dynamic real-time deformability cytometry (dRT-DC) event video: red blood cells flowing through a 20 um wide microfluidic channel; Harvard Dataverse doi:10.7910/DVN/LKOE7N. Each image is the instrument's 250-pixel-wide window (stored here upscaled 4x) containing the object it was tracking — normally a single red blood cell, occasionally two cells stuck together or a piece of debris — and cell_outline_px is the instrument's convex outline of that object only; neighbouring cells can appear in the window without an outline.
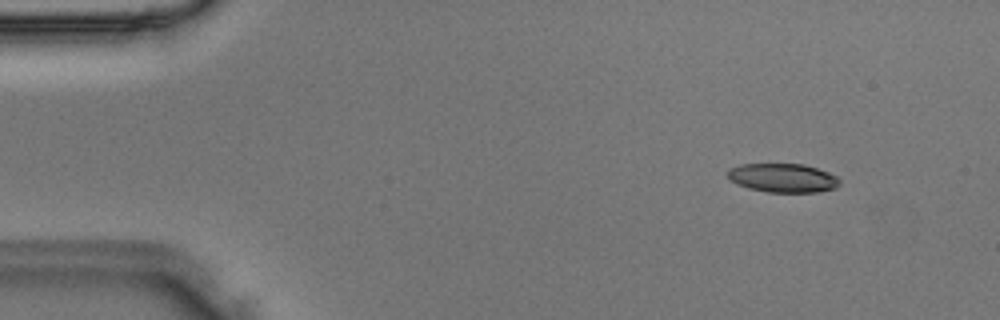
{"species": "Egyptian fruit bat (a non-hibernating species)", "species_latin": "Rousettus aegyptiacus", "temperature_condition": "room temperature", "stored_images_in_passage": 50, "camera_frame_rate_fps": 3000, "um_per_image_px": 0.085, "animal": {"sex": "male"}, "frame": {"image": 1, "passage_image": 6, "time_ms": 1.667, "image_size_px": [1000, 320], "cell_outline_px": [[840, 184], [836, 188], [816, 192], [768, 192], [748, 188], [736, 184], [728, 180], [728, 172], [732, 168], [740, 164], [804, 164], [828, 172], [836, 176], [840, 180]], "centroid_in_image_um": [66.54, 15.13], "position_along_channel_um": 18.5, "area_um2": 18.84}}
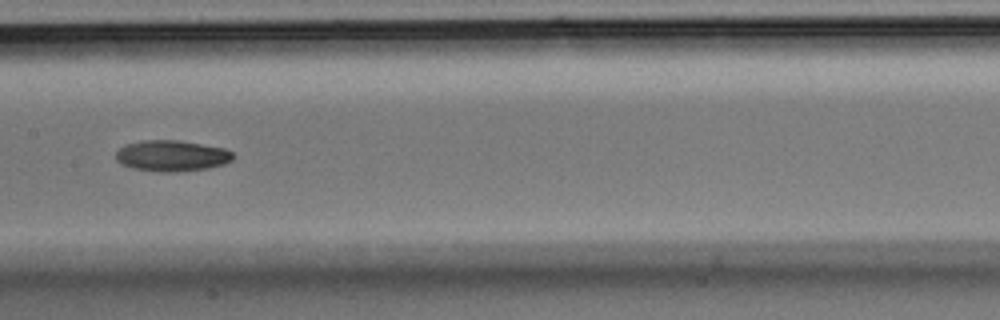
{"frame": {"image": 2, "passage_image": 25, "time_ms": 8.0, "image_size_px": [1000, 320], "cell_outline_px": [[236, 156], [232, 160], [224, 164], [208, 168], [176, 172], [160, 172], [132, 168], [120, 164], [116, 160], [116, 152], [124, 144], [140, 140], [180, 140], [224, 148], [232, 152]], "centroid_in_image_um": [14.59, 13.24], "position_along_channel_um": 192.8, "area_um2": 21.44}}
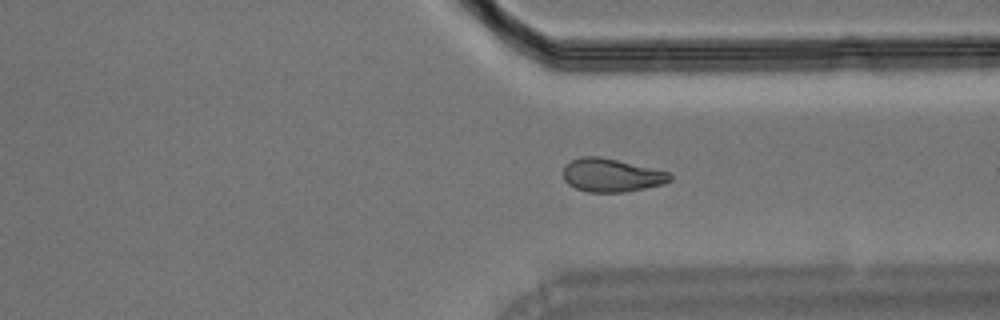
{"frame": {"image": 3, "passage_image": 37, "time_ms": 12.0, "image_size_px": [1000, 320], "cell_outline_px": [[672, 180], [660, 184], [644, 188], [624, 192], [588, 192], [576, 188], [568, 184], [564, 180], [564, 164], [580, 156], [600, 156], [668, 172], [672, 176]], "centroid_in_image_um": [51.93, 14.89], "position_along_channel_um": 359.5, "area_um2": 20.52}}